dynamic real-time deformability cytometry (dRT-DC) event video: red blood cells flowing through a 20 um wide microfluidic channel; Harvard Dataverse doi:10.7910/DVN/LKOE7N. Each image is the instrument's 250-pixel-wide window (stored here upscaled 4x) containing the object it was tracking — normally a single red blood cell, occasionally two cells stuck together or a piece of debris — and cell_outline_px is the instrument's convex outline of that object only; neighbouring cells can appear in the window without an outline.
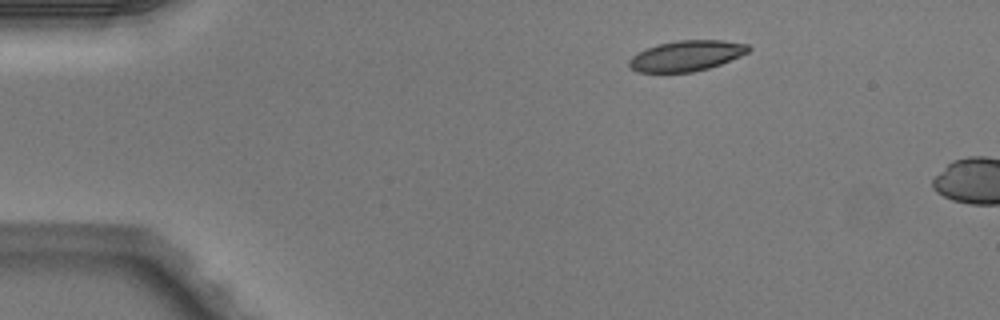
{"species": "Egyptian fruit bat (a non-hibernating species)", "species_latin": "Rousettus aegyptiacus", "temperature_condition": "warm", "stored_images_in_passage": 2, "camera_frame_rate_fps": 3000, "um_per_image_px": 0.085, "animal": {"sex": "male"}, "frame": {"image": 1, "passage_image": 1, "time_ms": 0.0, "image_size_px": [1000, 320], "cell_outline_px": [[752, 48], [748, 52], [740, 56], [720, 64], [708, 68], [692, 72], [636, 72], [628, 64], [628, 60], [632, 56], [648, 48], [660, 44], [676, 40], [724, 40], [748, 44]], "centroid_in_image_um": [58.37, 4.74], "position_along_channel_um": 26.6, "area_um2": 21.1}}